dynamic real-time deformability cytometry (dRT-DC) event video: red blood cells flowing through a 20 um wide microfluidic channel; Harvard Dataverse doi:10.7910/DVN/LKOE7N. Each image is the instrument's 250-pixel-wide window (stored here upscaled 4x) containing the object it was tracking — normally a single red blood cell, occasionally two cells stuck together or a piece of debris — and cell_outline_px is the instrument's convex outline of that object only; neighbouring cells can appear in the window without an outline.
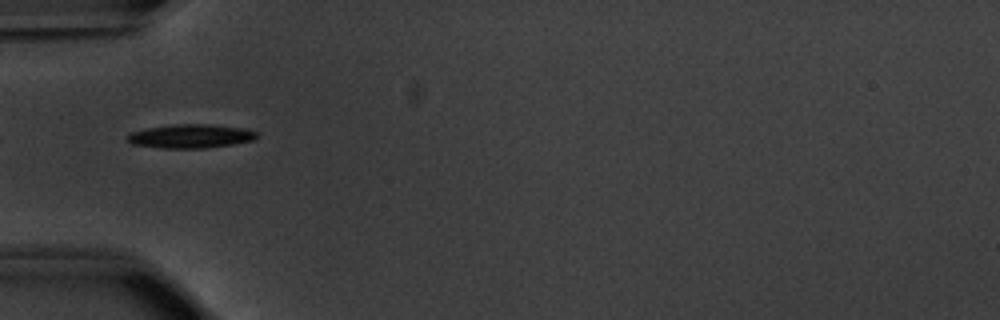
{"species": "common noctule bat (a hibernating species)", "species_latin": "Nyctalus noctula", "temperature_condition": "warm", "stored_images_in_passage": 16, "camera_frame_rate_fps": 3000, "um_per_image_px": 0.085, "animal": {"sex": "male", "body_mass_g": 20.1, "forearm_length_mm": 53.5}, "frame": {"image": 1, "passage_image": 1, "time_ms": 0.0, "image_size_px": [1000, 320], "cell_outline_px": [[256, 140], [236, 144], [204, 148], [160, 148], [132, 144], [128, 140], [128, 136], [132, 132], [148, 128], [176, 124], [208, 124], [248, 128], [256, 132]], "centroid_in_image_um": [16.28, 11.58], "position_along_channel_um": 68.7, "area_um2": 17.98}}